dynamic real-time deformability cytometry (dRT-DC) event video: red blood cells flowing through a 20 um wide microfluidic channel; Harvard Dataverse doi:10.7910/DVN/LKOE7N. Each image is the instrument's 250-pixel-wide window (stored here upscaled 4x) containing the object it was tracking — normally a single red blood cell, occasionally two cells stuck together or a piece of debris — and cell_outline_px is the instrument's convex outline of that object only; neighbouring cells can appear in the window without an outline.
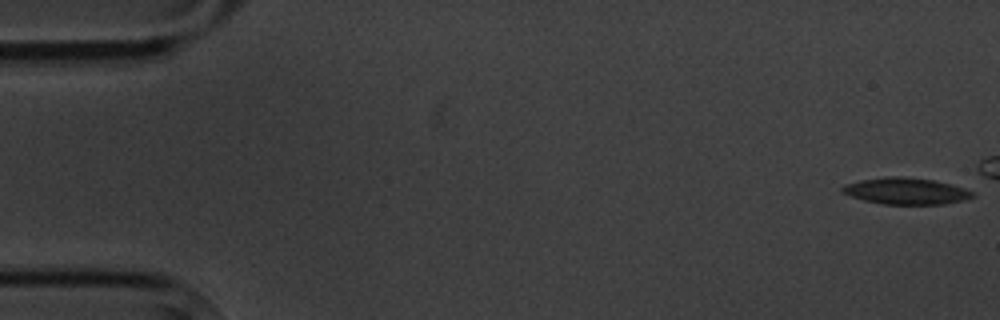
{"species": "common noctule bat (a hibernating species)", "species_latin": "Nyctalus noctula", "temperature_condition": "cold", "stored_images_in_passage": 8, "segment_of_instrument_passage": [1, 2], "camera_frame_rate_fps": 3000, "um_per_image_px": 0.085, "animal": {"sex": "male", "body_mass_g": 20.1, "forearm_length_mm": 53.5}, "frame": {"image": 1, "passage_image": 1, "time_ms": 0.0, "image_size_px": [1000, 320], "cell_outline_px": [[976, 196], [964, 200], [944, 204], [884, 204], [864, 200], [840, 192], [840, 188], [844, 184], [860, 180], [884, 176], [900, 176], [932, 180], [952, 184], [976, 192]], "centroid_in_image_um": [77.02, 16.23], "position_along_channel_um": 8.0, "area_um2": 20.29}}
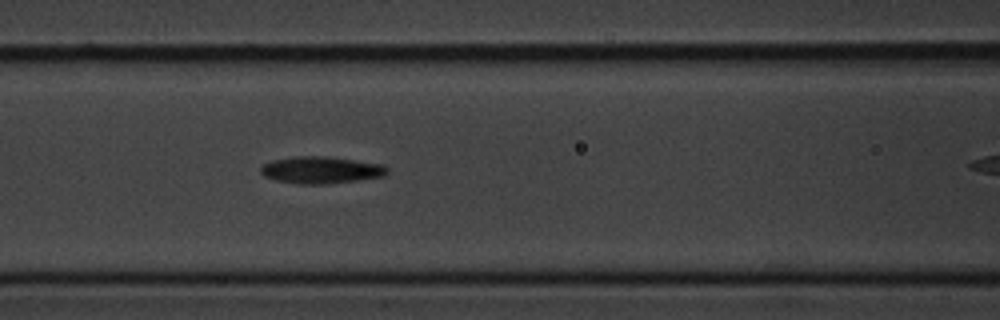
{"frame": {"image": 2, "passage_image": 7, "time_ms": 7.667, "image_size_px": [1000, 320], "cell_outline_px": [[388, 172], [384, 176], [356, 180], [324, 184], [300, 184], [276, 180], [264, 176], [260, 172], [260, 168], [264, 164], [272, 160], [292, 156], [324, 156], [384, 164], [388, 168]], "centroid_in_image_um": [27.27, 14.44], "position_along_channel_um": 139.3, "area_um2": 19.83}}